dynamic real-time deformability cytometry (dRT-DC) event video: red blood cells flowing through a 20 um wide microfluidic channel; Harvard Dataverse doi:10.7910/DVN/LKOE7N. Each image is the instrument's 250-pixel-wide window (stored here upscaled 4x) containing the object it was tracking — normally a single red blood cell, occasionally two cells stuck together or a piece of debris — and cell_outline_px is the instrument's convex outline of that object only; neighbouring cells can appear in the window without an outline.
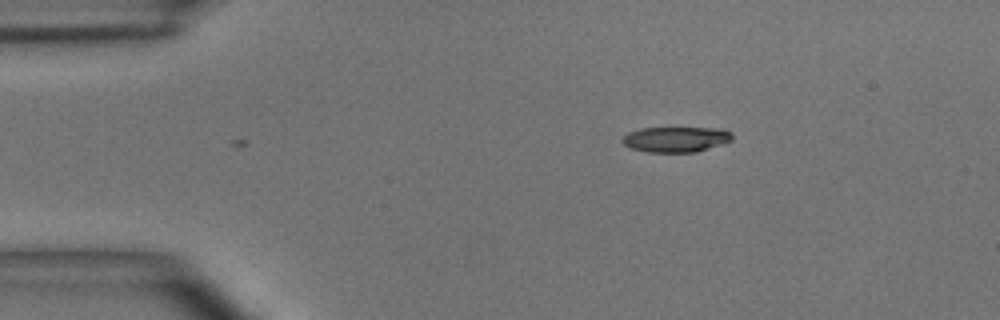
{"species": "common noctule bat (a hibernating species)", "species_latin": "Nyctalus noctula", "temperature_condition": "room temperature", "stored_images_in_passage": 2, "camera_frame_rate_fps": 3000, "um_per_image_px": 0.085, "animal": {"sex": "male", "body_mass_g": 15.6}, "frame": {"image": 1, "passage_image": 1, "time_ms": 0.0, "image_size_px": [1000, 320], "cell_outline_px": [[732, 140], [696, 152], [648, 152], [628, 148], [620, 140], [628, 132], [640, 128], [720, 128], [732, 132]], "centroid_in_image_um": [57.41, 11.84], "position_along_channel_um": 27.6, "area_um2": 16.3}}